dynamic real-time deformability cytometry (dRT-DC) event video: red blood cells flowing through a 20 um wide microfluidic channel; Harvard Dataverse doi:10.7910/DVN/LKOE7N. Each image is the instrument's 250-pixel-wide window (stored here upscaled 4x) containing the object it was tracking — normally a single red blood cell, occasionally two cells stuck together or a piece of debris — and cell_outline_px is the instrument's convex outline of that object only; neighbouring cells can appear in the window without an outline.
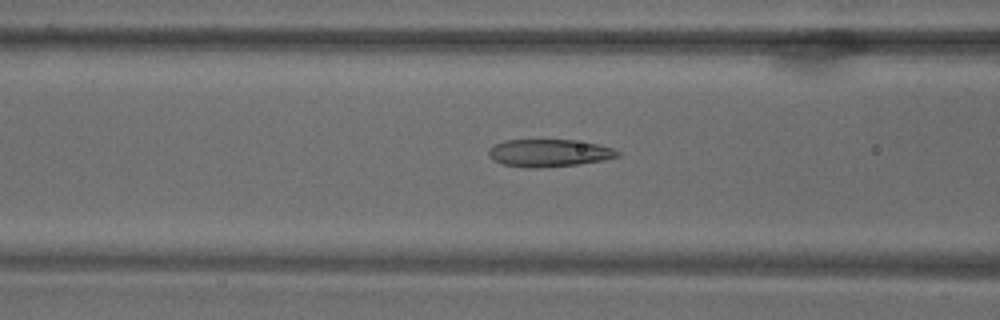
{"species": "common noctule bat (a hibernating species)", "species_latin": "Nyctalus noctula", "temperature_condition": "warm", "stored_images_in_passage": 70, "camera_frame_rate_fps": 3000, "um_per_image_px": 0.085, "animal": {"sex": "male", "body_mass_g": 18.8}, "frame": {"image": 1, "passage_image": 29, "time_ms": 9.333, "image_size_px": [1000, 320], "cell_outline_px": [[620, 156], [604, 160], [580, 164], [540, 168], [524, 168], [500, 164], [492, 160], [488, 156], [488, 148], [504, 140], [572, 140], [600, 144], [612, 148], [620, 152]], "centroid_in_image_um": [46.64, 13.01], "position_along_channel_um": 120.0, "area_um2": 20.98}}
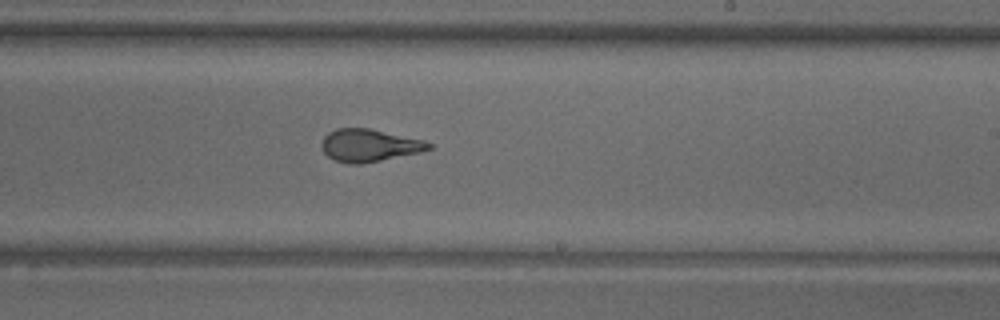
{"frame": {"image": 2, "passage_image": 43, "time_ms": 14.0, "image_size_px": [1000, 320], "cell_outline_px": [[432, 148], [420, 152], [360, 164], [348, 164], [336, 160], [328, 156], [324, 152], [320, 144], [324, 136], [328, 132], [336, 128], [368, 128], [424, 140], [432, 144]], "centroid_in_image_um": [31.36, 12.35], "position_along_channel_um": 257.6, "area_um2": 20.17}}
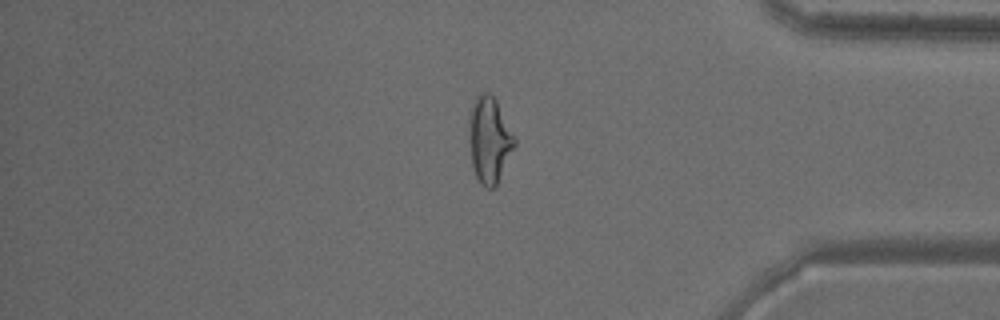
{"frame": {"image": 3, "passage_image": 59, "time_ms": 19.333, "image_size_px": [1000, 320], "cell_outline_px": [[516, 144], [496, 188], [484, 188], [480, 184], [476, 176], [472, 164], [468, 140], [468, 120], [472, 100], [480, 92], [488, 92], [496, 100], [516, 140]], "centroid_in_image_um": [41.57, 11.9], "position_along_channel_um": 393.6, "area_um2": 23.24}}